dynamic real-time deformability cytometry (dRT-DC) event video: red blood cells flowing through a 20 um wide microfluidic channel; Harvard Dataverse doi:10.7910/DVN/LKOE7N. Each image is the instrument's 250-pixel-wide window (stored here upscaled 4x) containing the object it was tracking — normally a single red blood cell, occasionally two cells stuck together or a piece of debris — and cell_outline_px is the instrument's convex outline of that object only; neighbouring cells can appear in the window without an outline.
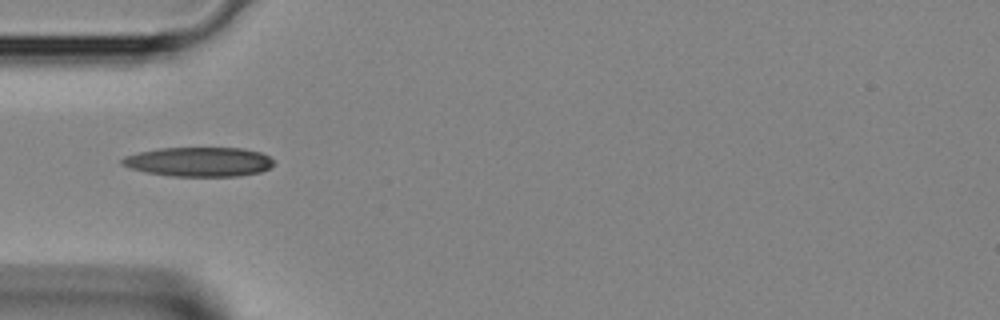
{"species": "Egyptian fruit bat (a non-hibernating species)", "species_latin": "Rousettus aegyptiacus", "temperature_condition": "room temperature", "stored_images_in_passage": 1, "camera_frame_rate_fps": 3000, "um_per_image_px": 0.085, "animal": {"sex": "female"}, "frame": {"image": 1, "passage_image": 1, "time_ms": 0.0, "image_size_px": [1000, 320], "cell_outline_px": [[272, 164], [268, 168], [260, 172], [236, 176], [172, 176], [144, 172], [120, 164], [120, 160], [124, 156], [140, 152], [160, 148], [244, 148], [260, 152], [268, 156], [272, 160]], "centroid_in_image_um": [16.88, 13.75], "position_along_channel_um": 68.1, "area_um2": 25.84}}